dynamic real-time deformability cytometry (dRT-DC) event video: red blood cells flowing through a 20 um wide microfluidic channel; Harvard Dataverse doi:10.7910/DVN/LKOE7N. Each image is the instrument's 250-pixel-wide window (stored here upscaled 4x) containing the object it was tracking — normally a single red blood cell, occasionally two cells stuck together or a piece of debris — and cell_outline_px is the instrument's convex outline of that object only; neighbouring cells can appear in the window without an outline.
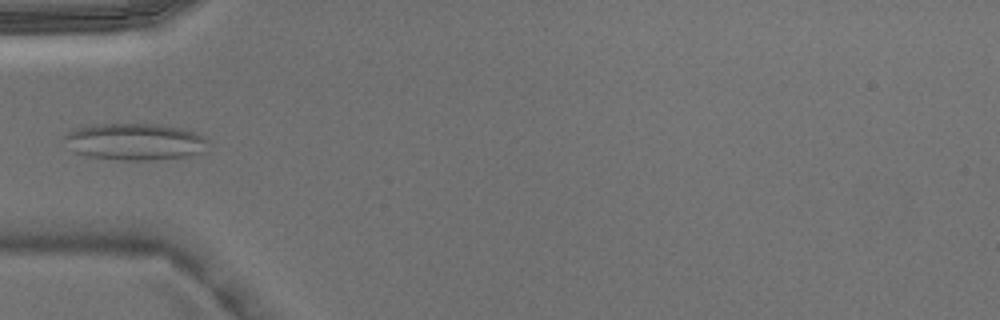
{"species": "Egyptian fruit bat (a non-hibernating species)", "species_latin": "Rousettus aegyptiacus", "temperature_condition": "warm", "stored_images_in_passage": 5, "camera_frame_rate_fps": 3000, "um_per_image_px": 0.085, "animal": {"sex": "male"}, "frame": {"image": 1, "passage_image": 4, "time_ms": 1.0, "image_size_px": [1000, 320], "cell_outline_px": [[208, 140], [204, 152], [188, 156], [148, 160], [124, 160], [88, 156], [76, 152], [64, 136], [72, 128], [100, 124], [156, 124], [184, 128], [196, 132], [204, 136]], "centroid_in_image_um": [11.54, 12.03], "position_along_channel_um": 73.5, "area_um2": 30.58}}